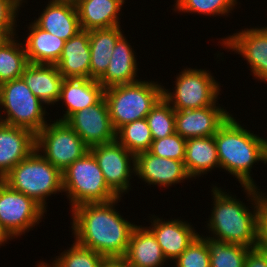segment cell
Here are the masks:
<instances>
[{
  "label": "cell",
  "mask_w": 267,
  "mask_h": 267,
  "mask_svg": "<svg viewBox=\"0 0 267 267\" xmlns=\"http://www.w3.org/2000/svg\"><path fill=\"white\" fill-rule=\"evenodd\" d=\"M1 180L11 189L32 198L46 212L47 198L63 193L62 173L37 149L16 164Z\"/></svg>",
  "instance_id": "cell-4"
},
{
  "label": "cell",
  "mask_w": 267,
  "mask_h": 267,
  "mask_svg": "<svg viewBox=\"0 0 267 267\" xmlns=\"http://www.w3.org/2000/svg\"><path fill=\"white\" fill-rule=\"evenodd\" d=\"M23 41L27 60L34 64H56L62 54L65 40L29 22ZM27 36V37H26Z\"/></svg>",
  "instance_id": "cell-25"
},
{
  "label": "cell",
  "mask_w": 267,
  "mask_h": 267,
  "mask_svg": "<svg viewBox=\"0 0 267 267\" xmlns=\"http://www.w3.org/2000/svg\"><path fill=\"white\" fill-rule=\"evenodd\" d=\"M262 250L267 251V192L260 194L258 207V244Z\"/></svg>",
  "instance_id": "cell-37"
},
{
  "label": "cell",
  "mask_w": 267,
  "mask_h": 267,
  "mask_svg": "<svg viewBox=\"0 0 267 267\" xmlns=\"http://www.w3.org/2000/svg\"><path fill=\"white\" fill-rule=\"evenodd\" d=\"M53 259L58 267H103L108 260L94 250L81 246L75 240L71 247H67Z\"/></svg>",
  "instance_id": "cell-32"
},
{
  "label": "cell",
  "mask_w": 267,
  "mask_h": 267,
  "mask_svg": "<svg viewBox=\"0 0 267 267\" xmlns=\"http://www.w3.org/2000/svg\"><path fill=\"white\" fill-rule=\"evenodd\" d=\"M122 260L130 267H164L168 263L153 232L142 225L134 227Z\"/></svg>",
  "instance_id": "cell-22"
},
{
  "label": "cell",
  "mask_w": 267,
  "mask_h": 267,
  "mask_svg": "<svg viewBox=\"0 0 267 267\" xmlns=\"http://www.w3.org/2000/svg\"><path fill=\"white\" fill-rule=\"evenodd\" d=\"M94 155L107 185L120 197L131 191L135 176V155L117 140L89 148ZM134 175V177L132 176Z\"/></svg>",
  "instance_id": "cell-11"
},
{
  "label": "cell",
  "mask_w": 267,
  "mask_h": 267,
  "mask_svg": "<svg viewBox=\"0 0 267 267\" xmlns=\"http://www.w3.org/2000/svg\"><path fill=\"white\" fill-rule=\"evenodd\" d=\"M136 52L126 35H122L113 49L110 62L105 73L98 79L102 87L108 88L120 84H130L141 79L138 77Z\"/></svg>",
  "instance_id": "cell-20"
},
{
  "label": "cell",
  "mask_w": 267,
  "mask_h": 267,
  "mask_svg": "<svg viewBox=\"0 0 267 267\" xmlns=\"http://www.w3.org/2000/svg\"><path fill=\"white\" fill-rule=\"evenodd\" d=\"M217 101L214 105L192 110H175V131L185 139L211 137L231 115Z\"/></svg>",
  "instance_id": "cell-15"
},
{
  "label": "cell",
  "mask_w": 267,
  "mask_h": 267,
  "mask_svg": "<svg viewBox=\"0 0 267 267\" xmlns=\"http://www.w3.org/2000/svg\"><path fill=\"white\" fill-rule=\"evenodd\" d=\"M125 3V0H77L81 30L121 26L120 15Z\"/></svg>",
  "instance_id": "cell-23"
},
{
  "label": "cell",
  "mask_w": 267,
  "mask_h": 267,
  "mask_svg": "<svg viewBox=\"0 0 267 267\" xmlns=\"http://www.w3.org/2000/svg\"><path fill=\"white\" fill-rule=\"evenodd\" d=\"M36 149L61 173L89 151L66 122L52 119L36 134Z\"/></svg>",
  "instance_id": "cell-9"
},
{
  "label": "cell",
  "mask_w": 267,
  "mask_h": 267,
  "mask_svg": "<svg viewBox=\"0 0 267 267\" xmlns=\"http://www.w3.org/2000/svg\"><path fill=\"white\" fill-rule=\"evenodd\" d=\"M51 263V261L48 263L47 261L45 262V261H38V265L36 264L35 266L36 267H58L56 264H55V262L54 261H52V263Z\"/></svg>",
  "instance_id": "cell-41"
},
{
  "label": "cell",
  "mask_w": 267,
  "mask_h": 267,
  "mask_svg": "<svg viewBox=\"0 0 267 267\" xmlns=\"http://www.w3.org/2000/svg\"><path fill=\"white\" fill-rule=\"evenodd\" d=\"M90 61L89 31L81 30L65 41L55 65L63 78H90Z\"/></svg>",
  "instance_id": "cell-24"
},
{
  "label": "cell",
  "mask_w": 267,
  "mask_h": 267,
  "mask_svg": "<svg viewBox=\"0 0 267 267\" xmlns=\"http://www.w3.org/2000/svg\"><path fill=\"white\" fill-rule=\"evenodd\" d=\"M121 199L119 196L107 202L85 203L70 210L74 240L107 259H122L137 224L115 208Z\"/></svg>",
  "instance_id": "cell-1"
},
{
  "label": "cell",
  "mask_w": 267,
  "mask_h": 267,
  "mask_svg": "<svg viewBox=\"0 0 267 267\" xmlns=\"http://www.w3.org/2000/svg\"><path fill=\"white\" fill-rule=\"evenodd\" d=\"M62 1H70V2H76L77 0H62Z\"/></svg>",
  "instance_id": "cell-43"
},
{
  "label": "cell",
  "mask_w": 267,
  "mask_h": 267,
  "mask_svg": "<svg viewBox=\"0 0 267 267\" xmlns=\"http://www.w3.org/2000/svg\"><path fill=\"white\" fill-rule=\"evenodd\" d=\"M19 36L6 37L0 43V84L21 78L28 65L26 50Z\"/></svg>",
  "instance_id": "cell-28"
},
{
  "label": "cell",
  "mask_w": 267,
  "mask_h": 267,
  "mask_svg": "<svg viewBox=\"0 0 267 267\" xmlns=\"http://www.w3.org/2000/svg\"><path fill=\"white\" fill-rule=\"evenodd\" d=\"M240 123L231 114L214 135L220 169L233 175L240 186L260 188L252 177V168L259 162L267 164V138Z\"/></svg>",
  "instance_id": "cell-3"
},
{
  "label": "cell",
  "mask_w": 267,
  "mask_h": 267,
  "mask_svg": "<svg viewBox=\"0 0 267 267\" xmlns=\"http://www.w3.org/2000/svg\"><path fill=\"white\" fill-rule=\"evenodd\" d=\"M173 92L163 86V98L174 110H192L214 105L219 99L221 83L207 70L186 67L175 77Z\"/></svg>",
  "instance_id": "cell-8"
},
{
  "label": "cell",
  "mask_w": 267,
  "mask_h": 267,
  "mask_svg": "<svg viewBox=\"0 0 267 267\" xmlns=\"http://www.w3.org/2000/svg\"><path fill=\"white\" fill-rule=\"evenodd\" d=\"M46 107L22 78L0 84V122L36 135L50 121L46 118L49 115Z\"/></svg>",
  "instance_id": "cell-7"
},
{
  "label": "cell",
  "mask_w": 267,
  "mask_h": 267,
  "mask_svg": "<svg viewBox=\"0 0 267 267\" xmlns=\"http://www.w3.org/2000/svg\"><path fill=\"white\" fill-rule=\"evenodd\" d=\"M173 262V267H210L208 238L199 234Z\"/></svg>",
  "instance_id": "cell-34"
},
{
  "label": "cell",
  "mask_w": 267,
  "mask_h": 267,
  "mask_svg": "<svg viewBox=\"0 0 267 267\" xmlns=\"http://www.w3.org/2000/svg\"><path fill=\"white\" fill-rule=\"evenodd\" d=\"M11 240H13L9 234L1 227L0 225V247L3 245L6 246Z\"/></svg>",
  "instance_id": "cell-40"
},
{
  "label": "cell",
  "mask_w": 267,
  "mask_h": 267,
  "mask_svg": "<svg viewBox=\"0 0 267 267\" xmlns=\"http://www.w3.org/2000/svg\"><path fill=\"white\" fill-rule=\"evenodd\" d=\"M21 78L45 105L58 104L64 78L55 64L28 63Z\"/></svg>",
  "instance_id": "cell-21"
},
{
  "label": "cell",
  "mask_w": 267,
  "mask_h": 267,
  "mask_svg": "<svg viewBox=\"0 0 267 267\" xmlns=\"http://www.w3.org/2000/svg\"><path fill=\"white\" fill-rule=\"evenodd\" d=\"M146 120L153 140L168 137L175 131V110L162 97L147 114Z\"/></svg>",
  "instance_id": "cell-33"
},
{
  "label": "cell",
  "mask_w": 267,
  "mask_h": 267,
  "mask_svg": "<svg viewBox=\"0 0 267 267\" xmlns=\"http://www.w3.org/2000/svg\"><path fill=\"white\" fill-rule=\"evenodd\" d=\"M135 176L147 186L168 188L175 184L192 180L189 176L184 161L158 157L149 151L135 156Z\"/></svg>",
  "instance_id": "cell-14"
},
{
  "label": "cell",
  "mask_w": 267,
  "mask_h": 267,
  "mask_svg": "<svg viewBox=\"0 0 267 267\" xmlns=\"http://www.w3.org/2000/svg\"><path fill=\"white\" fill-rule=\"evenodd\" d=\"M35 149L33 132L0 122V180Z\"/></svg>",
  "instance_id": "cell-17"
},
{
  "label": "cell",
  "mask_w": 267,
  "mask_h": 267,
  "mask_svg": "<svg viewBox=\"0 0 267 267\" xmlns=\"http://www.w3.org/2000/svg\"><path fill=\"white\" fill-rule=\"evenodd\" d=\"M103 267H130L122 259H108Z\"/></svg>",
  "instance_id": "cell-39"
},
{
  "label": "cell",
  "mask_w": 267,
  "mask_h": 267,
  "mask_svg": "<svg viewBox=\"0 0 267 267\" xmlns=\"http://www.w3.org/2000/svg\"><path fill=\"white\" fill-rule=\"evenodd\" d=\"M244 267H267V251L259 247L250 248L245 259Z\"/></svg>",
  "instance_id": "cell-38"
},
{
  "label": "cell",
  "mask_w": 267,
  "mask_h": 267,
  "mask_svg": "<svg viewBox=\"0 0 267 267\" xmlns=\"http://www.w3.org/2000/svg\"><path fill=\"white\" fill-rule=\"evenodd\" d=\"M184 164L192 181L220 169L214 136L186 139Z\"/></svg>",
  "instance_id": "cell-26"
},
{
  "label": "cell",
  "mask_w": 267,
  "mask_h": 267,
  "mask_svg": "<svg viewBox=\"0 0 267 267\" xmlns=\"http://www.w3.org/2000/svg\"><path fill=\"white\" fill-rule=\"evenodd\" d=\"M210 267H244L249 247L208 238Z\"/></svg>",
  "instance_id": "cell-31"
},
{
  "label": "cell",
  "mask_w": 267,
  "mask_h": 267,
  "mask_svg": "<svg viewBox=\"0 0 267 267\" xmlns=\"http://www.w3.org/2000/svg\"><path fill=\"white\" fill-rule=\"evenodd\" d=\"M123 33L121 26L89 30L90 78L98 80L105 73L117 40Z\"/></svg>",
  "instance_id": "cell-27"
},
{
  "label": "cell",
  "mask_w": 267,
  "mask_h": 267,
  "mask_svg": "<svg viewBox=\"0 0 267 267\" xmlns=\"http://www.w3.org/2000/svg\"><path fill=\"white\" fill-rule=\"evenodd\" d=\"M158 81L139 80L105 88L104 99L115 131L124 124L146 118L163 97V84Z\"/></svg>",
  "instance_id": "cell-5"
},
{
  "label": "cell",
  "mask_w": 267,
  "mask_h": 267,
  "mask_svg": "<svg viewBox=\"0 0 267 267\" xmlns=\"http://www.w3.org/2000/svg\"><path fill=\"white\" fill-rule=\"evenodd\" d=\"M104 90L97 79L64 78L58 105L62 103L65 111L55 120L65 122L72 114L97 104L104 97Z\"/></svg>",
  "instance_id": "cell-19"
},
{
  "label": "cell",
  "mask_w": 267,
  "mask_h": 267,
  "mask_svg": "<svg viewBox=\"0 0 267 267\" xmlns=\"http://www.w3.org/2000/svg\"><path fill=\"white\" fill-rule=\"evenodd\" d=\"M62 188L70 208L119 197L106 183L94 155L88 151L62 172Z\"/></svg>",
  "instance_id": "cell-6"
},
{
  "label": "cell",
  "mask_w": 267,
  "mask_h": 267,
  "mask_svg": "<svg viewBox=\"0 0 267 267\" xmlns=\"http://www.w3.org/2000/svg\"><path fill=\"white\" fill-rule=\"evenodd\" d=\"M34 18L33 22L39 28L65 41L81 31L74 2L49 0L43 11L38 13V18Z\"/></svg>",
  "instance_id": "cell-18"
},
{
  "label": "cell",
  "mask_w": 267,
  "mask_h": 267,
  "mask_svg": "<svg viewBox=\"0 0 267 267\" xmlns=\"http://www.w3.org/2000/svg\"><path fill=\"white\" fill-rule=\"evenodd\" d=\"M151 216H149L151 226L147 227L155 235L168 262L172 263L201 234L197 232L193 224L191 225V222L183 219L170 218L167 220L166 218L165 220L155 214Z\"/></svg>",
  "instance_id": "cell-16"
},
{
  "label": "cell",
  "mask_w": 267,
  "mask_h": 267,
  "mask_svg": "<svg viewBox=\"0 0 267 267\" xmlns=\"http://www.w3.org/2000/svg\"><path fill=\"white\" fill-rule=\"evenodd\" d=\"M219 42L225 50L246 60L254 80L267 84V25L244 28L221 38Z\"/></svg>",
  "instance_id": "cell-12"
},
{
  "label": "cell",
  "mask_w": 267,
  "mask_h": 267,
  "mask_svg": "<svg viewBox=\"0 0 267 267\" xmlns=\"http://www.w3.org/2000/svg\"><path fill=\"white\" fill-rule=\"evenodd\" d=\"M212 184V209L205 222L206 232L202 236L212 240L241 244L256 248L258 244V207L263 190L252 186H241L246 194L247 203L236 198V194ZM230 193V194H229ZM251 206V207H250ZM251 208V209H250ZM211 232V233H210Z\"/></svg>",
  "instance_id": "cell-2"
},
{
  "label": "cell",
  "mask_w": 267,
  "mask_h": 267,
  "mask_svg": "<svg viewBox=\"0 0 267 267\" xmlns=\"http://www.w3.org/2000/svg\"><path fill=\"white\" fill-rule=\"evenodd\" d=\"M6 38V36L0 31V43Z\"/></svg>",
  "instance_id": "cell-42"
},
{
  "label": "cell",
  "mask_w": 267,
  "mask_h": 267,
  "mask_svg": "<svg viewBox=\"0 0 267 267\" xmlns=\"http://www.w3.org/2000/svg\"><path fill=\"white\" fill-rule=\"evenodd\" d=\"M23 5L24 0H0V31L6 37L18 35L17 20Z\"/></svg>",
  "instance_id": "cell-36"
},
{
  "label": "cell",
  "mask_w": 267,
  "mask_h": 267,
  "mask_svg": "<svg viewBox=\"0 0 267 267\" xmlns=\"http://www.w3.org/2000/svg\"><path fill=\"white\" fill-rule=\"evenodd\" d=\"M172 10L177 13L200 14L214 17H228L239 0H174ZM236 6V7H235Z\"/></svg>",
  "instance_id": "cell-30"
},
{
  "label": "cell",
  "mask_w": 267,
  "mask_h": 267,
  "mask_svg": "<svg viewBox=\"0 0 267 267\" xmlns=\"http://www.w3.org/2000/svg\"><path fill=\"white\" fill-rule=\"evenodd\" d=\"M186 139L178 133L168 137L153 140L149 152L155 156L184 161Z\"/></svg>",
  "instance_id": "cell-35"
},
{
  "label": "cell",
  "mask_w": 267,
  "mask_h": 267,
  "mask_svg": "<svg viewBox=\"0 0 267 267\" xmlns=\"http://www.w3.org/2000/svg\"><path fill=\"white\" fill-rule=\"evenodd\" d=\"M116 140L135 156L149 151L153 138L146 118L124 124L116 131Z\"/></svg>",
  "instance_id": "cell-29"
},
{
  "label": "cell",
  "mask_w": 267,
  "mask_h": 267,
  "mask_svg": "<svg viewBox=\"0 0 267 267\" xmlns=\"http://www.w3.org/2000/svg\"><path fill=\"white\" fill-rule=\"evenodd\" d=\"M47 212L32 198L0 180V225L14 240L45 219Z\"/></svg>",
  "instance_id": "cell-10"
},
{
  "label": "cell",
  "mask_w": 267,
  "mask_h": 267,
  "mask_svg": "<svg viewBox=\"0 0 267 267\" xmlns=\"http://www.w3.org/2000/svg\"><path fill=\"white\" fill-rule=\"evenodd\" d=\"M90 148L116 140L104 97L95 105L72 114L65 121Z\"/></svg>",
  "instance_id": "cell-13"
}]
</instances>
